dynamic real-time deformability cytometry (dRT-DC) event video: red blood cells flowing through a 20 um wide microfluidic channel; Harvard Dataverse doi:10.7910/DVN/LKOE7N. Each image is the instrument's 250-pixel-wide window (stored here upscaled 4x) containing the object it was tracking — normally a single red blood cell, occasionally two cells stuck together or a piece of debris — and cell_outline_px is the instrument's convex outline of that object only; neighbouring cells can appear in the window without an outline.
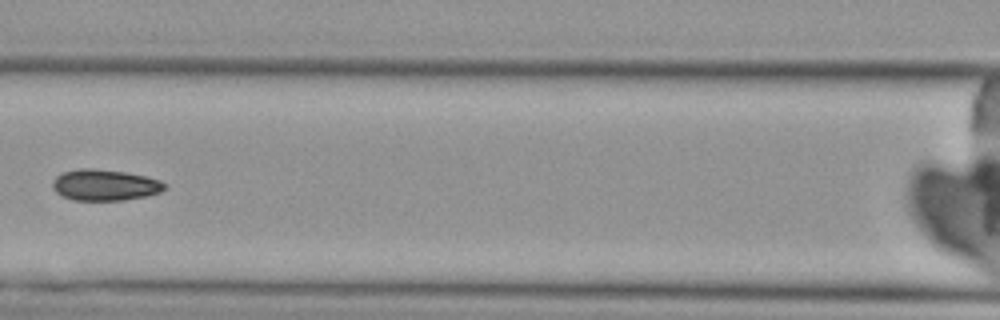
{"species": "Egyptian fruit bat (a non-hibernating species)", "species_latin": "Rousettus aegyptiacus", "temperature_condition": "cold", "stored_images_in_passage": 7, "camera_frame_rate_fps": 3000, "um_per_image_px": 0.085, "animal": {"sex": "female"}, "frame": {"image": 1, "passage_image": 6, "time_ms": 7.0, "image_size_px": [1000, 320], "cell_outline_px": [[168, 188], [160, 192], [148, 196], [124, 200], [72, 200], [60, 196], [52, 188], [52, 180], [56, 176], [64, 172], [80, 168], [92, 168], [124, 172], [144, 176], [160, 180], [168, 184]], "centroid_in_image_um": [8.92, 15.73], "position_along_channel_um": 157.7, "area_um2": 20.58}}
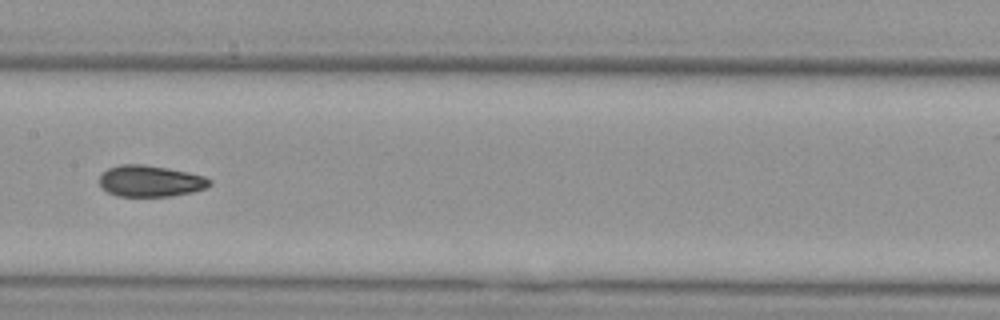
{"frame": {"image": 2, "passage_image": 7, "time_ms": 8.0, "image_size_px": [1000, 320], "cell_outline_px": [[212, 184], [204, 188], [192, 192], [172, 196], [116, 196], [108, 192], [100, 184], [100, 176], [108, 168], [120, 164], [144, 164], [168, 168], [188, 172], [204, 176], [212, 180]], "centroid_in_image_um": [12.8, 15.38], "position_along_channel_um": 194.6, "area_um2": 20.11}}